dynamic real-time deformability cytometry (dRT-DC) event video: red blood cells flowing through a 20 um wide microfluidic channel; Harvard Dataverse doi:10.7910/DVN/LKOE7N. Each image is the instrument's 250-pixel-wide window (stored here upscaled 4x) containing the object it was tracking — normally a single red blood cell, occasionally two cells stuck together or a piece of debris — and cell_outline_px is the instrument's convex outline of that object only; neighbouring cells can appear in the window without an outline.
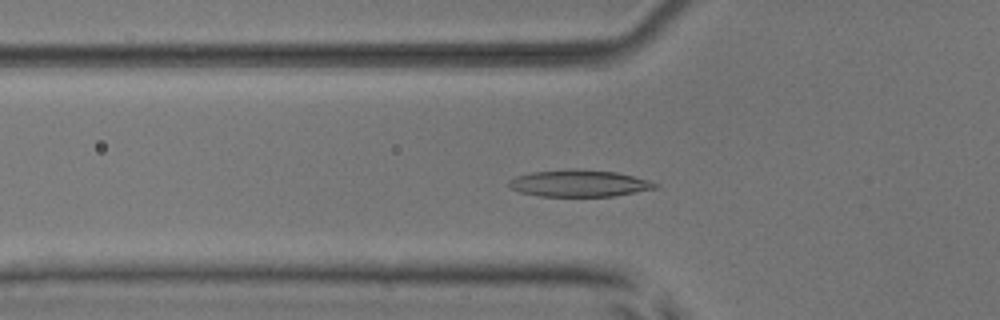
{"species": "common noctule bat (a hibernating species)", "species_latin": "Nyctalus noctula", "temperature_condition": "room temperature", "stored_images_in_passage": 52, "camera_frame_rate_fps": 3000, "um_per_image_px": 0.085, "animal": {"sex": "male", "body_mass_g": 17.9, "forearm_length_mm": 54.2}, "frame": {"image": 1, "passage_image": 18, "time_ms": 5.667, "image_size_px": [1000, 320], "cell_outline_px": [[660, 184], [656, 188], [616, 196], [540, 196], [520, 192], [512, 188], [508, 184], [508, 180], [516, 176], [532, 172], [568, 168], [616, 172], [648, 180]], "centroid_in_image_um": [49.22, 15.58], "position_along_channel_um": 76.6, "area_um2": 22.83}}
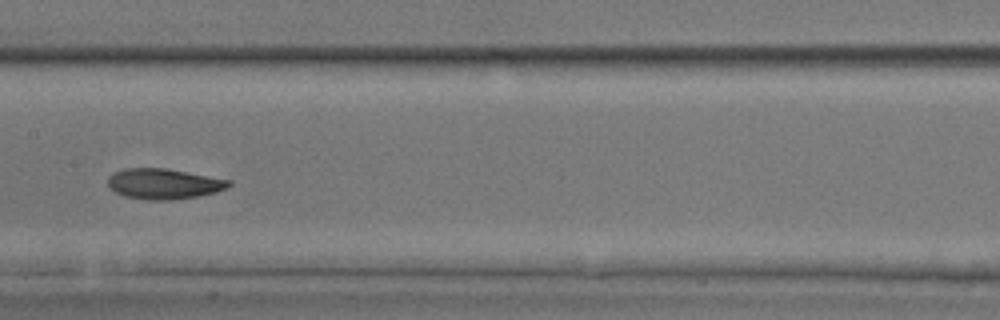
{"frame": {"image": 2, "passage_image": 27, "time_ms": 8.667, "image_size_px": [1000, 320], "cell_outline_px": [[232, 184], [216, 192], [200, 196], [168, 200], [148, 200], [124, 196], [108, 188], [108, 176], [112, 172], [124, 168], [164, 168], [232, 180]], "centroid_in_image_um": [13.88, 15.62], "position_along_channel_um": 193.5, "area_um2": 21.56}}
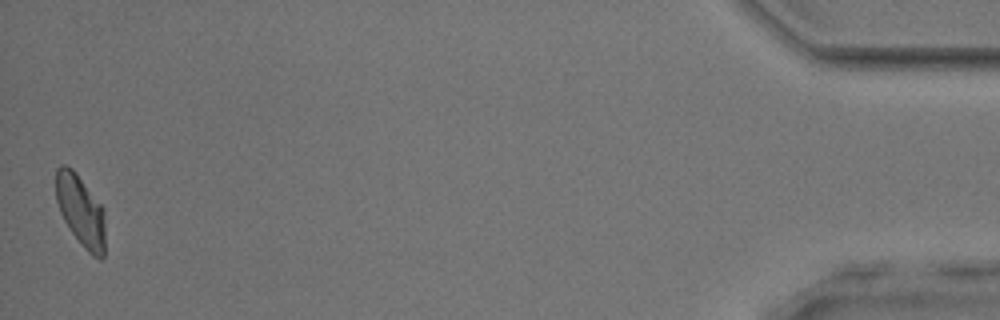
{"frame": {"image": 3, "passage_image": 52, "time_ms": 17.0, "image_size_px": [1000, 320], "cell_outline_px": [[104, 256], [100, 260], [92, 256], [84, 248], [72, 232], [64, 220], [60, 212], [56, 200], [56, 168], [60, 164], [64, 164], [72, 168], [76, 172], [104, 208]], "centroid_in_image_um": [6.86, 17.89], "position_along_channel_um": 428.3, "area_um2": 20.52}, "authors_computed_cell_mechanics": {"area_um2": 21.5016, "velocity_mm_per_s": 3.9074, "shape_relaxation_time_tau1_ms": 5.3052, "shape_relaxation_time_tau2_ms": 2.297, "deformation_change_tau1": 0.1659, "deformation_change_tau2": 0.0723}}